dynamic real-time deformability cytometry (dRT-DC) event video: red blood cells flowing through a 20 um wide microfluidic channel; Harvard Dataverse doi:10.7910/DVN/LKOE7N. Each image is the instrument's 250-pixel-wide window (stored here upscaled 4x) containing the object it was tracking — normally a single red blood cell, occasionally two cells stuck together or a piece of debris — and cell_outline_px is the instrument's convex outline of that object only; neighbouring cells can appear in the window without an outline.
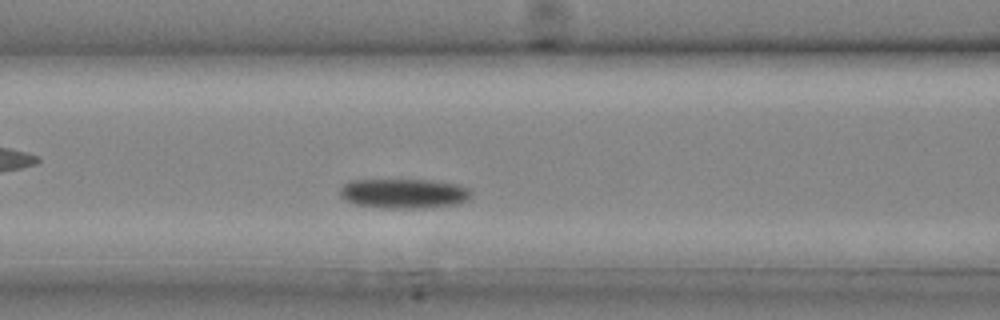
{"species": "common noctule bat (a hibernating species)", "species_latin": "Nyctalus noctula", "temperature_condition": "cold", "stored_images_in_passage": 8, "camera_frame_rate_fps": 3000, "um_per_image_px": 0.085, "animal": {"sex": "male", "body_mass_g": 20.4}, "frame": {"image": 1, "passage_image": 6, "time_ms": 1.667, "image_size_px": [1000, 320], "cell_outline_px": [[472, 196], [468, 200], [460, 204], [424, 208], [380, 208], [356, 204], [344, 200], [340, 196], [340, 188], [348, 180], [424, 180], [460, 184], [472, 188]], "centroid_in_image_um": [34.37, 16.45], "position_along_channel_um": 132.2, "area_um2": 23.12}}
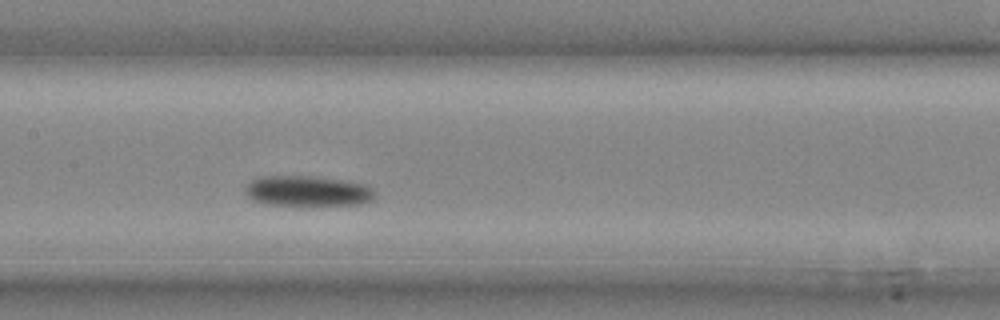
{"frame": {"image": 2, "passage_image": 8, "time_ms": 2.333, "image_size_px": [1000, 320], "cell_outline_px": [[372, 200], [360, 204], [264, 204], [252, 200], [244, 192], [244, 188], [252, 180], [264, 176], [316, 176], [368, 184], [372, 188]], "centroid_in_image_um": [26.11, 16.22], "position_along_channel_um": 181.3, "area_um2": 22.66}}